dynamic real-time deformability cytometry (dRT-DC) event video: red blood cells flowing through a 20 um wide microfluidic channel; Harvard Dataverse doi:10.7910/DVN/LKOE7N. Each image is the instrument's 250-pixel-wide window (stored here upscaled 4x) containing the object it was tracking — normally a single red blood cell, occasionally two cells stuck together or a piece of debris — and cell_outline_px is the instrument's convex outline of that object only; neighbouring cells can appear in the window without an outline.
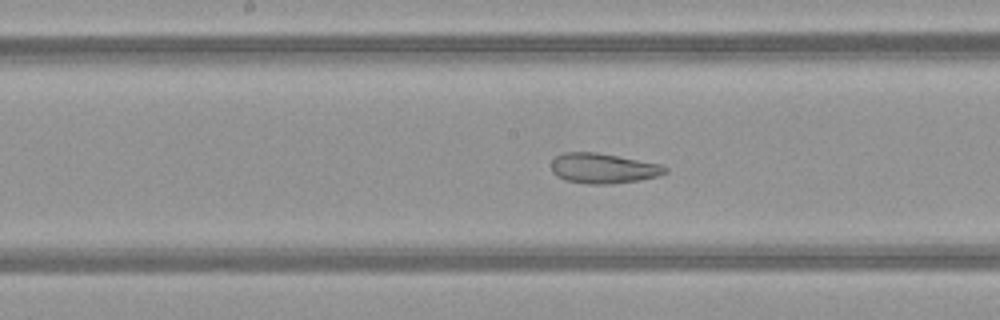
{"species": "common noctule bat (a hibernating species)", "species_latin": "Nyctalus noctula", "temperature_condition": "warm", "stored_images_in_passage": 49, "camera_frame_rate_fps": 3000, "um_per_image_px": 0.085, "animal": {"sex": "female", "body_mass_g": 21.9}, "frame": {"image": 1, "passage_image": 25, "time_ms": 8.0, "image_size_px": [1000, 320], "cell_outline_px": [[668, 172], [656, 176], [640, 180], [612, 184], [588, 184], [564, 180], [556, 176], [552, 172], [552, 160], [556, 156], [564, 152], [596, 152], [660, 164], [668, 168]], "centroid_in_image_um": [51.25, 14.31], "position_along_channel_um": 197.0, "area_um2": 20.0}}
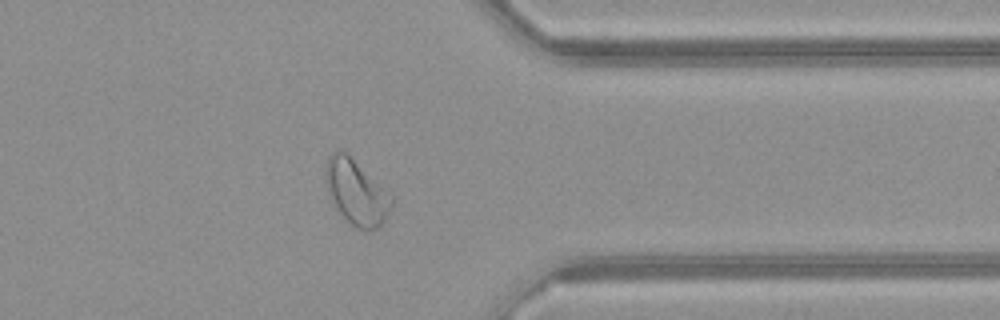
{"frame": {"image": 2, "passage_image": 39, "time_ms": 12.667, "image_size_px": [1000, 320], "cell_outline_px": [[392, 204], [388, 216], [380, 228], [360, 228], [352, 224], [332, 204], [328, 196], [324, 176], [324, 164], [328, 156], [332, 152], [340, 148], [348, 152], [392, 196]], "centroid_in_image_um": [30.24, 16.26], "position_along_channel_um": 381.2, "area_um2": 25.26}}
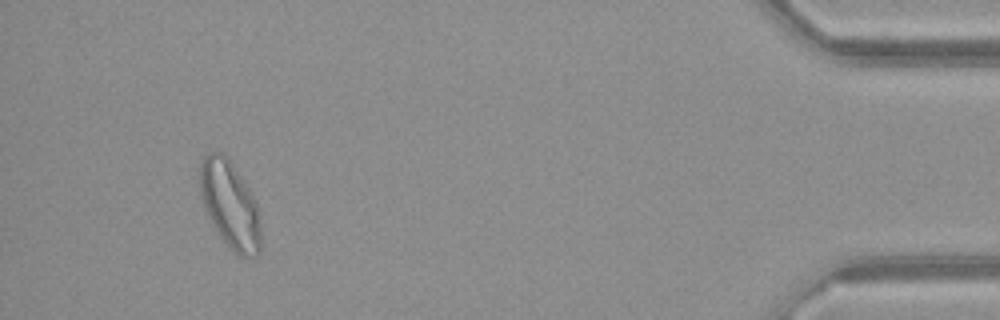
{"frame": {"image": 3, "passage_image": 46, "time_ms": 15.0, "image_size_px": [1000, 320], "cell_outline_px": [[260, 252], [256, 256], [236, 256], [228, 248], [216, 232], [208, 216], [200, 196], [200, 160], [208, 152], [224, 152], [228, 156], [252, 192], [256, 200], [260, 212]], "centroid_in_image_um": [19.56, 17.4], "position_along_channel_um": 415.6, "area_um2": 31.73}, "authors_computed_cell_mechanics": {"area_um2": 27.8018, "velocity_mm_per_s": 4.1512, "shape_relaxation_time_tau1_ms": null, "shape_relaxation_time_tau2_ms": 1.5305, "deformation_change_tau1": null, "deformation_change_tau2": 0.0979}}